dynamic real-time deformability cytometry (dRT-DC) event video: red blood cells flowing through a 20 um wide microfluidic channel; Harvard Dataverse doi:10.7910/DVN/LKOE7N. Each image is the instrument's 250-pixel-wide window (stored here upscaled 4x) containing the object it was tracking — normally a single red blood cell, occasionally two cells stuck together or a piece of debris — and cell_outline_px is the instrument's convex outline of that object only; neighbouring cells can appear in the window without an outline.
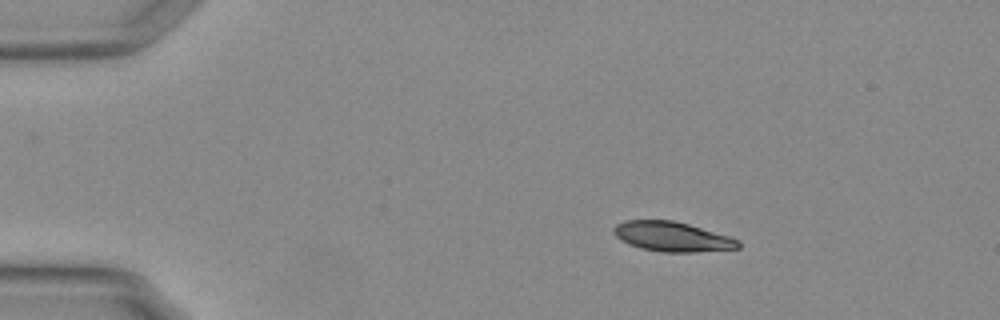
{"species": "Egyptian fruit bat (a non-hibernating species)", "species_latin": "Rousettus aegyptiacus", "temperature_condition": "warm", "stored_images_in_passage": 47, "camera_frame_rate_fps": 3000, "um_per_image_px": 0.085, "animal": {"sex": "female"}, "frame": {"image": 1, "passage_image": 1, "time_ms": 0.0, "image_size_px": [1000, 320], "cell_outline_px": [[740, 248], [696, 252], [660, 252], [640, 248], [628, 244], [620, 240], [612, 232], [612, 228], [616, 224], [624, 220], [672, 220], [688, 224], [728, 236], [740, 240]], "centroid_in_image_um": [57.09, 20.12], "position_along_channel_um": 27.9, "area_um2": 21.68}}
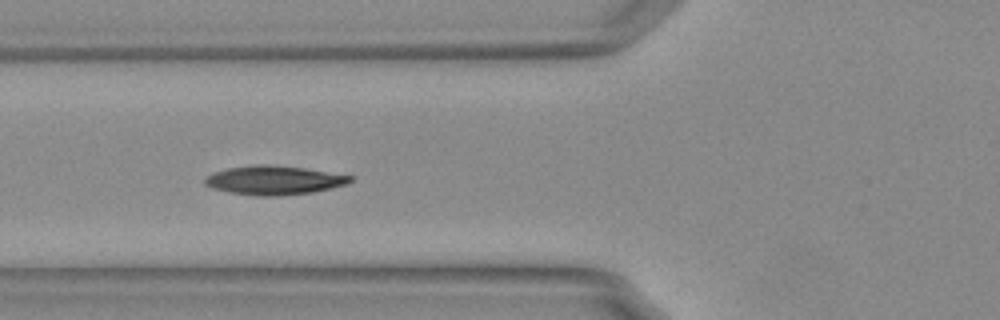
{"frame": {"image": 2, "passage_image": 13, "time_ms": 4.0, "image_size_px": [1000, 320], "cell_outline_px": [[352, 180], [348, 184], [332, 188], [312, 192], [276, 196], [256, 196], [228, 192], [212, 188], [204, 184], [204, 180], [208, 176], [216, 172], [228, 168], [256, 164], [264, 164], [304, 168], [352, 176]], "centroid_in_image_um": [23.29, 15.33], "position_along_channel_um": 102.5, "area_um2": 24.33}}
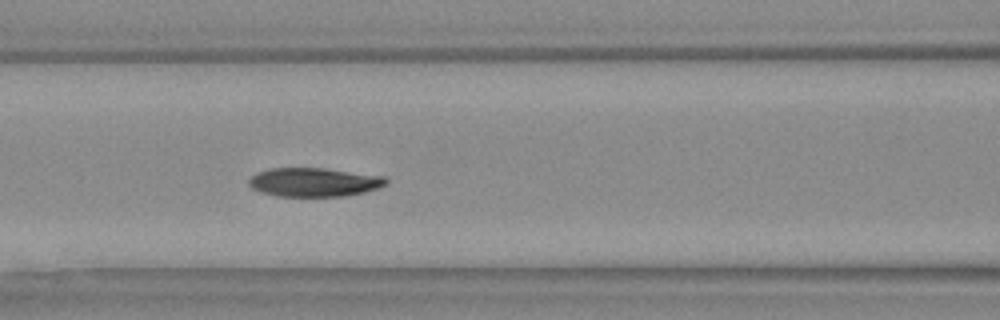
{"frame": {"image": 3, "passage_image": 16, "time_ms": 5.0, "image_size_px": [1000, 320], "cell_outline_px": [[388, 180], [380, 188], [364, 192], [344, 196], [276, 196], [260, 192], [252, 188], [248, 184], [248, 180], [256, 172], [268, 168], [324, 168], [384, 176]], "centroid_in_image_um": [26.66, 15.48], "position_along_channel_um": 139.9, "area_um2": 23.12}, "authors_computed_cell_mechanics": {"area_um2": 23.409, "velocity_mm_per_s": 3.7295, "shape_relaxation_time_tau1_ms": 4.2516, "shape_relaxation_time_tau2_ms": 4.1203, "deformation_change_tau1": 0.1677, "deformation_change_tau2": 0.0644}}